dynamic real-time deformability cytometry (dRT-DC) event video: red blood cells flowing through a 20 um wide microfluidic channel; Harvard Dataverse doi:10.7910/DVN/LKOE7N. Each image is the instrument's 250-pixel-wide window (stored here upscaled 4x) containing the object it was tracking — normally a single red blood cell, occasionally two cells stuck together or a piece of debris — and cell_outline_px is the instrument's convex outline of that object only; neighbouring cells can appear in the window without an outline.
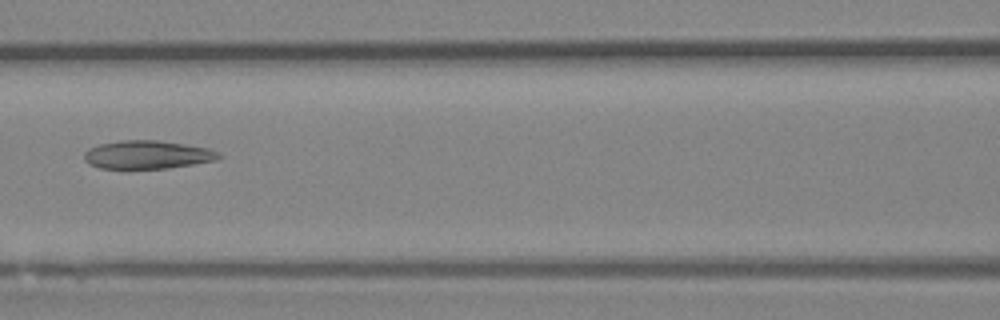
{"species": "Egyptian fruit bat (a non-hibernating species)", "species_latin": "Rousettus aegyptiacus", "temperature_condition": "room temperature", "stored_images_in_passage": 3, "camera_frame_rate_fps": 3000, "um_per_image_px": 0.085, "animal": {"sex": "female"}, "frame": {"image": 1, "passage_image": 3, "time_ms": 0.667, "image_size_px": [1000, 320], "cell_outline_px": [[224, 156], [216, 160], [168, 168], [100, 168], [88, 164], [84, 160], [84, 152], [88, 148], [100, 144], [120, 140], [156, 140], [184, 144], [208, 148], [220, 152]], "centroid_in_image_um": [12.52, 13.14], "position_along_channel_um": 154.1, "area_um2": 22.2}}